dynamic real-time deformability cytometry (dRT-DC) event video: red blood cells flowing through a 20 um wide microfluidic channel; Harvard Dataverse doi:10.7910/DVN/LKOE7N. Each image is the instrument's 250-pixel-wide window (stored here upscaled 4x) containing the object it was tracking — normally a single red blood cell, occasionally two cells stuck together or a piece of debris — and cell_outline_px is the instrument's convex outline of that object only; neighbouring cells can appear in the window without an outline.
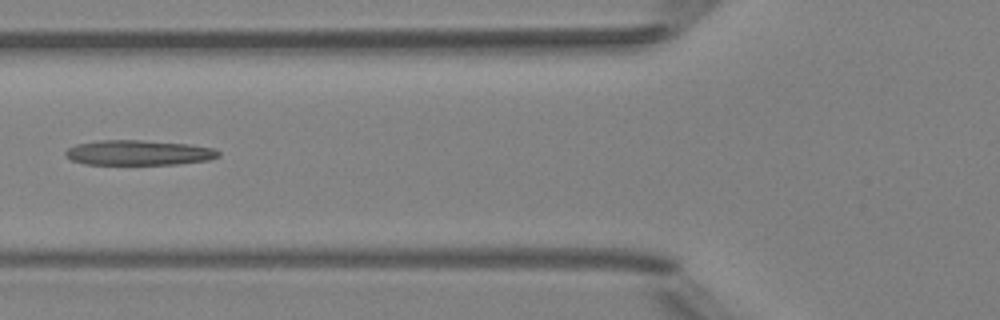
{"species": "Egyptian fruit bat (a non-hibernating species)", "species_latin": "Rousettus aegyptiacus", "temperature_condition": "room temperature", "stored_images_in_passage": 6, "camera_frame_rate_fps": 3000, "um_per_image_px": 0.085, "animal": {"sex": "female"}, "frame": {"image": 1, "passage_image": 5, "time_ms": 5.667, "image_size_px": [1000, 320], "cell_outline_px": [[220, 156], [208, 160], [180, 164], [84, 164], [72, 160], [64, 152], [68, 148], [76, 144], [100, 140], [140, 140], [188, 144], [216, 148], [220, 152]], "centroid_in_image_um": [11.82, 12.98], "position_along_channel_um": 114.0, "area_um2": 22.31}}
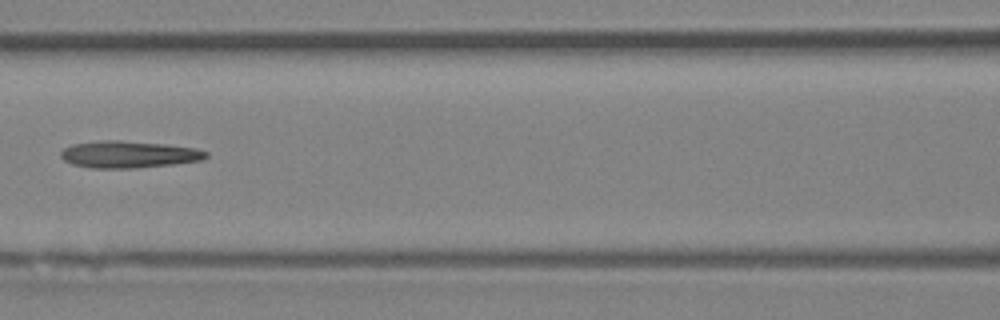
{"frame": {"image": 2, "passage_image": 6, "time_ms": 6.667, "image_size_px": [1000, 320], "cell_outline_px": [[208, 156], [200, 160], [172, 164], [136, 168], [92, 168], [72, 164], [64, 160], [60, 156], [60, 152], [64, 148], [72, 144], [100, 140], [120, 140], [164, 144], [196, 148], [208, 152]], "centroid_in_image_um": [10.91, 13.12], "position_along_channel_um": 155.7, "area_um2": 22.77}}